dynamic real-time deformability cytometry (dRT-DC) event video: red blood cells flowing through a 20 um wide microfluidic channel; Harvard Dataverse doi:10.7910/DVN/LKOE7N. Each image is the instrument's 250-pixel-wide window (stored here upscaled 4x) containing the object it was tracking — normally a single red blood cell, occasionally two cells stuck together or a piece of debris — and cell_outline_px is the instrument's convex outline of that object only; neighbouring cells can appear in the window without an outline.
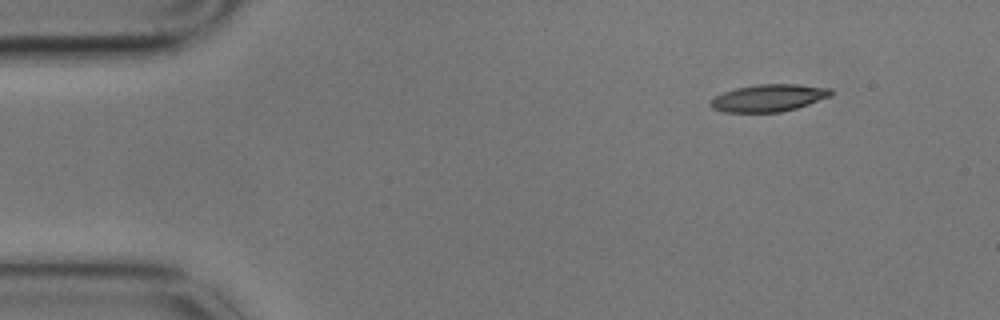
{"species": "common noctule bat (a hibernating species)", "species_latin": "Nyctalus noctula", "temperature_condition": "cold", "stored_images_in_passage": 3, "camera_frame_rate_fps": 3000, "um_per_image_px": 0.085, "animal": {"sex": "male", "body_mass_g": 17.9}, "frame": {"image": 1, "passage_image": 1, "time_ms": 0.0, "image_size_px": [1000, 320], "cell_outline_px": [[832, 96], [796, 108], [780, 112], [724, 112], [712, 108], [712, 100], [716, 96], [724, 92], [736, 88], [756, 84], [800, 84], [832, 88]], "centroid_in_image_um": [65.39, 8.31], "position_along_channel_um": 19.6, "area_um2": 19.02}}
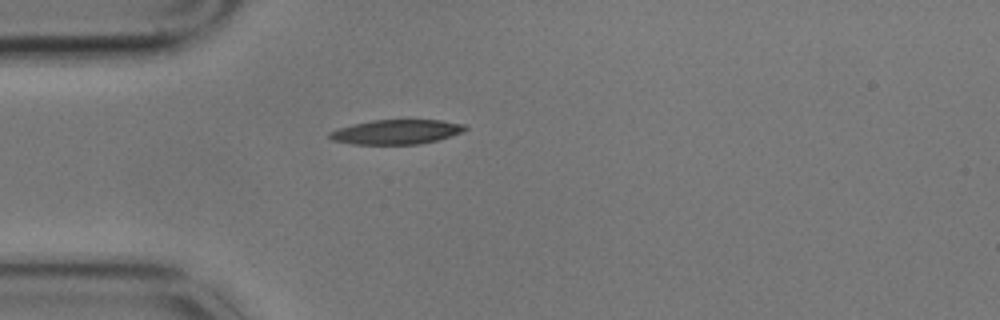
{"frame": {"image": 2, "passage_image": 3, "time_ms": 0.667, "image_size_px": [1000, 320], "cell_outline_px": [[468, 128], [464, 132], [436, 140], [416, 144], [352, 144], [332, 140], [328, 136], [328, 132], [352, 124], [372, 120], [440, 120], [464, 124]], "centroid_in_image_um": [33.69, 11.21], "position_along_channel_um": 51.3, "area_um2": 19.31}}